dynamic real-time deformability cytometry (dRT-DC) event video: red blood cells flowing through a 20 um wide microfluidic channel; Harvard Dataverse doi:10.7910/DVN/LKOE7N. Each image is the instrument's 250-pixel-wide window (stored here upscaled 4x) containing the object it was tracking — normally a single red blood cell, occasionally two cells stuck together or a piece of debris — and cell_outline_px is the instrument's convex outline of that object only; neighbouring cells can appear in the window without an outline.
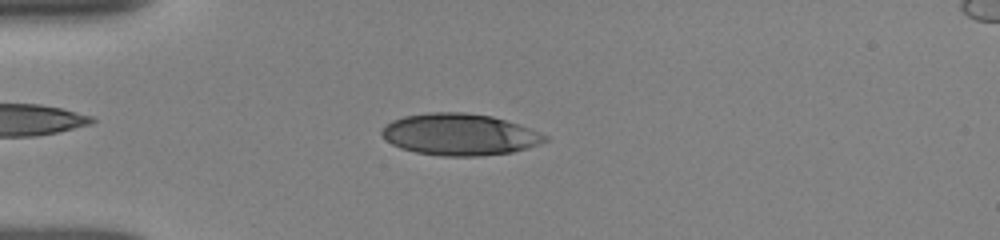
{"species": "human", "species_latin": "Homo sapiens", "temperature_condition": "room temperature", "stored_images_in_passage": 5, "camera_frame_rate_fps": 3000, "um_per_image_px": 0.085, "donor": {"sex": "female"}, "frame": {"image": 1, "passage_image": 3, "time_ms": 2.667, "image_size_px": [1000, 240], "cell_outline_px": [[548, 140], [540, 144], [528, 148], [512, 152], [480, 156], [444, 156], [416, 152], [400, 148], [392, 144], [380, 132], [392, 120], [404, 116], [428, 112], [464, 112], [492, 116], [520, 124], [540, 132], [548, 136]], "centroid_in_image_um": [39.11, 11.43], "position_along_channel_um": 45.9, "area_um2": 39.65}}
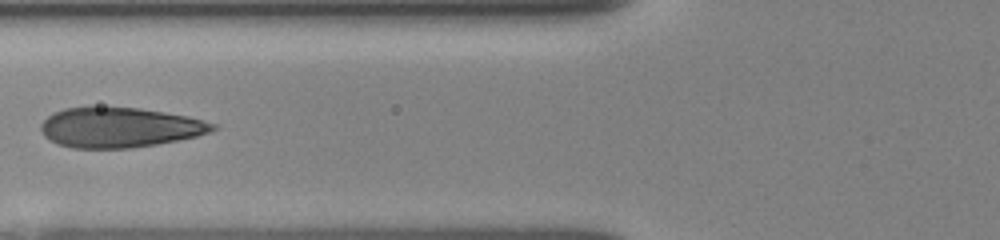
{"frame": {"image": 2, "passage_image": 5, "time_ms": 5.0, "image_size_px": [1000, 240], "cell_outline_px": [[216, 128], [212, 132], [196, 136], [156, 144], [132, 148], [72, 148], [56, 144], [48, 140], [40, 132], [40, 124], [48, 116], [64, 108], [140, 108], [188, 116], [216, 124]], "centroid_in_image_um": [10.14, 10.85], "position_along_channel_um": 115.7, "area_um2": 39.82}}